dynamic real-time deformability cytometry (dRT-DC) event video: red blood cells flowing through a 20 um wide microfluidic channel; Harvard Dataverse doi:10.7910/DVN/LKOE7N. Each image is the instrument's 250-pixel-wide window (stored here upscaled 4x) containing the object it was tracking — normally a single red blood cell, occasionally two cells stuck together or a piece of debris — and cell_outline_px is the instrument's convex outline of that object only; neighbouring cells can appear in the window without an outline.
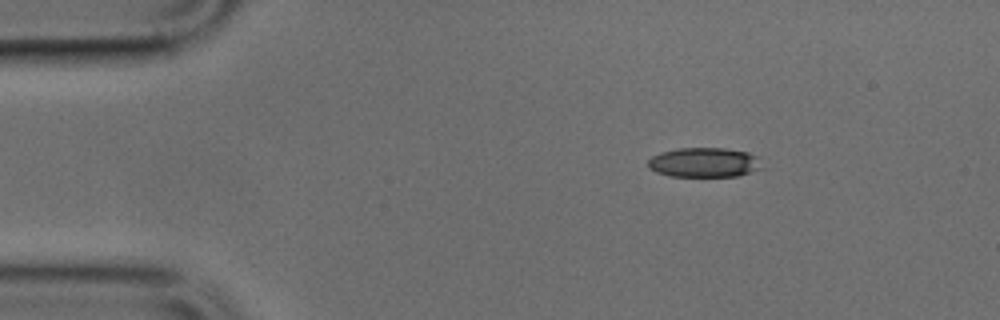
{"species": "common noctule bat (a hibernating species)", "species_latin": "Nyctalus noctula", "temperature_condition": "cold", "stored_images_in_passage": 43, "camera_frame_rate_fps": 3000, "um_per_image_px": 0.085, "animal": {"sex": "male", "body_mass_g": 17.9, "forearm_length_mm": 54.2}, "frame": {"image": 1, "passage_image": 1, "time_ms": 0.0, "image_size_px": [1000, 320], "cell_outline_px": [[768, 168], [740, 176], [672, 176], [656, 172], [648, 168], [648, 160], [652, 156], [660, 152], [676, 148], [724, 148], [748, 152], [760, 156]], "centroid_in_image_um": [59.98, 13.81], "position_along_channel_um": 25.0, "area_um2": 20.35}}
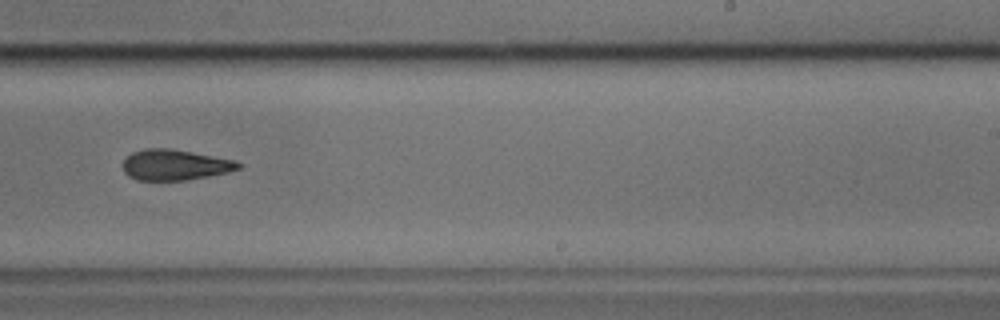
{"frame": {"image": 2, "passage_image": 24, "time_ms": 7.667, "image_size_px": [1000, 320], "cell_outline_px": [[244, 164], [240, 168], [228, 172], [208, 176], [184, 180], [136, 180], [128, 176], [124, 172], [124, 160], [132, 152], [144, 148], [168, 148], [192, 152], [236, 160]], "centroid_in_image_um": [14.88, 14.01], "position_along_channel_um": 274.1, "area_um2": 20.63}}
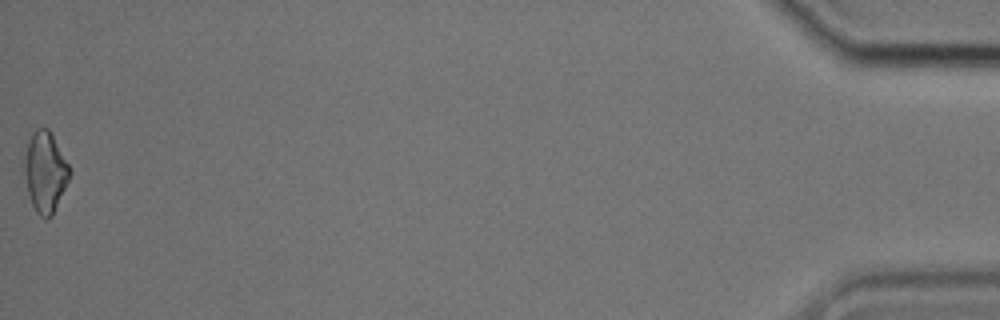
{"frame": {"image": 3, "passage_image": 43, "time_ms": 14.0, "image_size_px": [1000, 320], "cell_outline_px": [[72, 172], [52, 216], [48, 220], [44, 220], [36, 212], [28, 196], [20, 160], [28, 140], [32, 132], [36, 128], [48, 128], [68, 164]], "centroid_in_image_um": [3.77, 14.62], "position_along_channel_um": 431.4, "area_um2": 21.85}}